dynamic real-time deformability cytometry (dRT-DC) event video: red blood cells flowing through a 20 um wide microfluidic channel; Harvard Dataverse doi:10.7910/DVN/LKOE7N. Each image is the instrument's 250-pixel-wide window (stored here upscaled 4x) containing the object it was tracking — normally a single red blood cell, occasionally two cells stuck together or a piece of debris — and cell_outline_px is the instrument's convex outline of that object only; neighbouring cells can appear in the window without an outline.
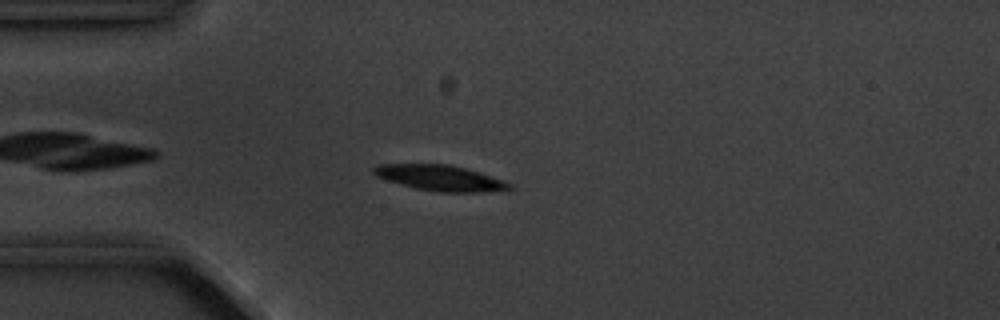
{"species": "common noctule bat (a hibernating species)", "species_latin": "Nyctalus noctula", "temperature_condition": "cold", "stored_images_in_passage": 6, "camera_frame_rate_fps": 3000, "um_per_image_px": 0.085, "animal": {"sex": "male", "body_mass_g": 20.1, "forearm_length_mm": 53.5}, "frame": {"image": 1, "passage_image": 4, "time_ms": 4.333, "image_size_px": [1000, 320], "cell_outline_px": [[516, 188], [508, 192], [440, 192], [416, 188], [400, 184], [376, 176], [372, 172], [372, 168], [376, 164], [448, 164], [480, 172], [504, 180], [512, 184]], "centroid_in_image_um": [37.52, 15.14], "position_along_channel_um": 47.5, "area_um2": 20.63}}